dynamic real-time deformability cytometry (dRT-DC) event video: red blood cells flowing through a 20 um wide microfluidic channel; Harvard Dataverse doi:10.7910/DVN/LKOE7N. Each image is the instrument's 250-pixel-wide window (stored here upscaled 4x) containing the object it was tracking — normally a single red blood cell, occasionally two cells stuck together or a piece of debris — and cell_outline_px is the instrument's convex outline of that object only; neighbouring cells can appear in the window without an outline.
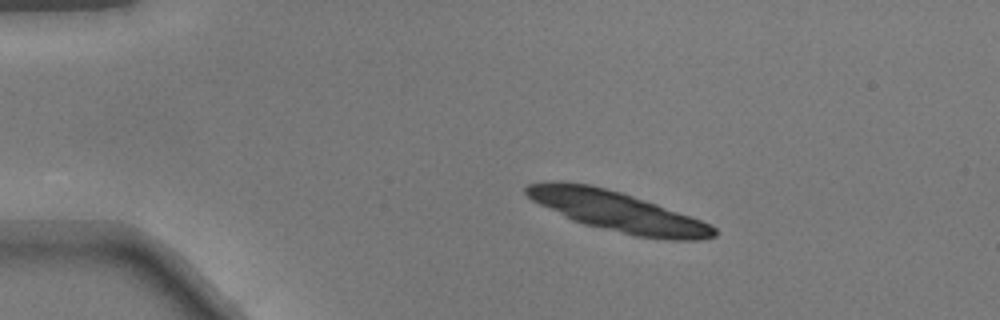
{"species": "common noctule bat (a hibernating species)", "species_latin": "Nyctalus noctula", "temperature_condition": "warm", "stored_images_in_passage": 9, "camera_frame_rate_fps": 3000, "um_per_image_px": 0.085, "animal": {"sex": "male", "body_mass_g": 17.9}, "frame": {"image": 1, "passage_image": 1, "time_ms": 0.0, "image_size_px": [1000, 320], "cell_outline_px": [[716, 236], [700, 240], [668, 240], [636, 236], [584, 224], [572, 220], [532, 200], [524, 192], [524, 188], [528, 184], [556, 180], [564, 180], [588, 184], [620, 192], [656, 204], [700, 220], [716, 228]], "centroid_in_image_um": [52.44, 17.97], "position_along_channel_um": 32.6, "area_um2": 43.29}}